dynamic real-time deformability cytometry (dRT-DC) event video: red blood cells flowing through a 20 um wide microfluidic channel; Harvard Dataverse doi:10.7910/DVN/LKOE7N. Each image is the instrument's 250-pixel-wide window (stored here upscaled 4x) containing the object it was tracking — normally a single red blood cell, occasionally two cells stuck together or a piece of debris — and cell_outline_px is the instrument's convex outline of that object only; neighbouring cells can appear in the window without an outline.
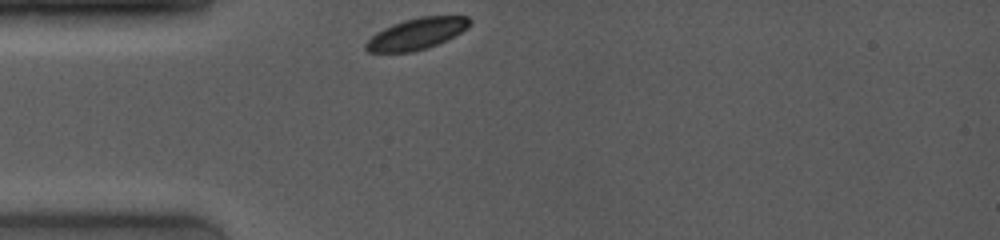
{"species": "common noctule bat (a hibernating species)", "species_latin": "Nyctalus noctula", "temperature_condition": "room temperature", "stored_images_in_passage": 11, "camera_frame_rate_fps": 4000, "um_per_image_px": 0.085, "animal": {"sex": "female", "body_mass_g": 19.0, "forearm_length_mm": 53.3}, "frame": {"image": 1, "passage_image": 1, "time_ms": 0.0, "image_size_px": [1000, 240], "cell_outline_px": [[472, 20], [468, 28], [436, 44], [412, 52], [368, 52], [364, 48], [364, 44], [376, 32], [392, 24], [404, 20], [420, 16], [468, 16]], "centroid_in_image_um": [35.39, 2.86], "position_along_channel_um": 49.6, "area_um2": 18.73}}
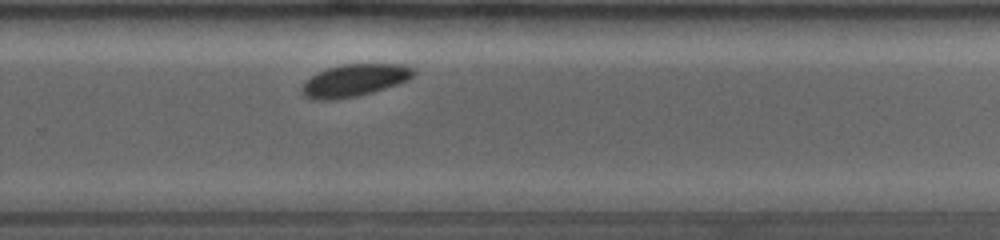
{"frame": {"image": 2, "passage_image": 11, "time_ms": 6.75, "image_size_px": [1000, 240], "cell_outline_px": [[416, 72], [408, 80], [372, 92], [356, 96], [336, 100], [312, 100], [304, 96], [300, 92], [300, 88], [304, 80], [328, 68], [344, 64], [400, 64], [416, 68]], "centroid_in_image_um": [30.09, 6.84], "position_along_channel_um": 299.7, "area_um2": 21.1}}